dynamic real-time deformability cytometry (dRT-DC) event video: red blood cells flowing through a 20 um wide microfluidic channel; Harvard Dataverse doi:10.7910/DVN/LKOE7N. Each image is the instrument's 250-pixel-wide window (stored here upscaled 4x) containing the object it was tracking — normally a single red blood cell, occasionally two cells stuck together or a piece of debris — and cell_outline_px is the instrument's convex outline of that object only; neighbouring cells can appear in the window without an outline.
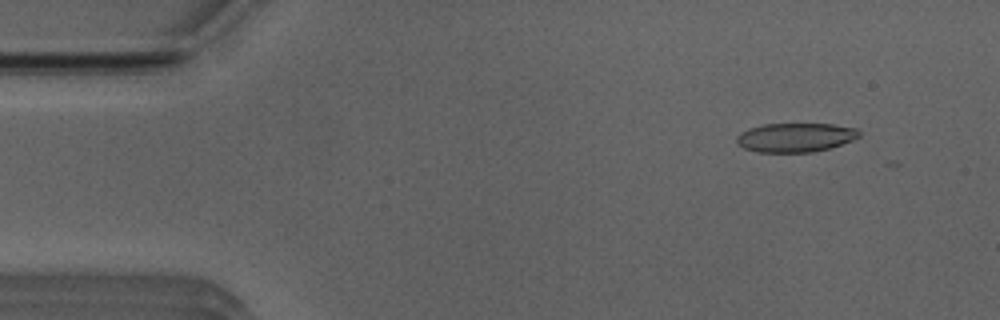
{"species": "Egyptian fruit bat (a non-hibernating species)", "species_latin": "Rousettus aegyptiacus", "temperature_condition": "room temperature", "stored_images_in_passage": 17, "camera_frame_rate_fps": 3000, "um_per_image_px": 0.085, "animal": {"sex": "male"}, "frame": {"image": 1, "passage_image": 5, "time_ms": 1.333, "image_size_px": [1000, 320], "cell_outline_px": [[860, 136], [852, 140], [828, 148], [812, 152], [756, 152], [744, 148], [736, 144], [736, 136], [748, 128], [764, 124], [832, 124], [856, 128], [860, 132]], "centroid_in_image_um": [67.57, 11.68], "position_along_channel_um": 17.4, "area_um2": 20.69}}
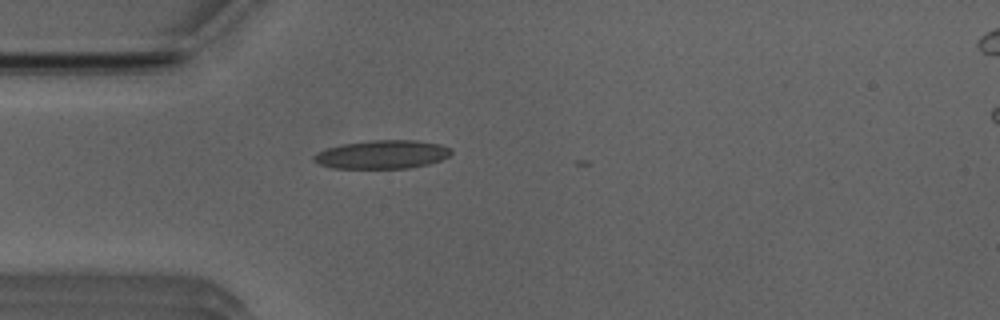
{"frame": {"image": 2, "passage_image": 14, "time_ms": 4.333, "image_size_px": [1000, 320], "cell_outline_px": [[452, 152], [448, 156], [440, 160], [428, 164], [412, 168], [332, 168], [320, 164], [312, 160], [312, 156], [316, 152], [328, 148], [344, 144], [372, 140], [412, 140], [440, 144], [452, 148]], "centroid_in_image_um": [32.48, 13.13], "position_along_channel_um": 52.5, "area_um2": 22.77}}